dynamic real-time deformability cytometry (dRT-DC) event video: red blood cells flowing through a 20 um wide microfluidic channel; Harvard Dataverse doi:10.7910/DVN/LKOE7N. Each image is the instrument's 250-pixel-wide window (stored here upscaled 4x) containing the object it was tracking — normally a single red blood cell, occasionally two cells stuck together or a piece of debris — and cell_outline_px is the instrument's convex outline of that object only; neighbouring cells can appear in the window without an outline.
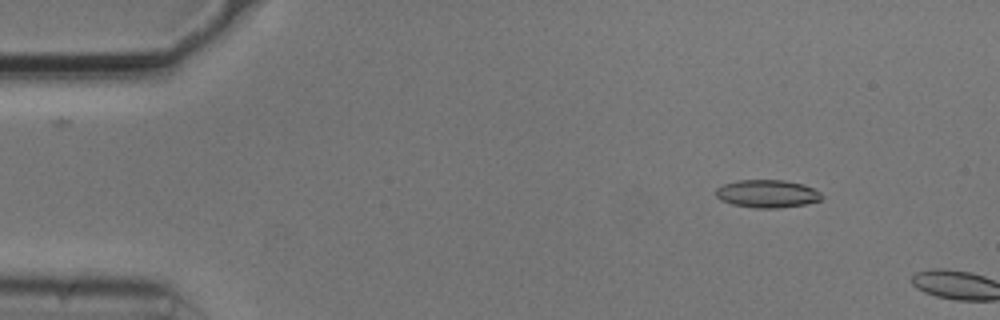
{"species": "common noctule bat (a hibernating species)", "species_latin": "Nyctalus noctula", "temperature_condition": "cold", "stored_images_in_passage": 7, "camera_frame_rate_fps": 3000, "um_per_image_px": 0.085, "animal": {"sex": "male", "body_mass_g": 20.5, "forearm_length_mm": 52.5}, "frame": {"image": 1, "passage_image": 5, "time_ms": 1.333, "image_size_px": [1000, 320], "cell_outline_px": [[824, 196], [820, 200], [804, 204], [780, 208], [756, 208], [732, 204], [720, 200], [716, 196], [716, 188], [724, 184], [736, 180], [784, 180], [804, 184], [820, 192]], "centroid_in_image_um": [65.21, 16.46], "position_along_channel_um": 19.8, "area_um2": 17.22}}